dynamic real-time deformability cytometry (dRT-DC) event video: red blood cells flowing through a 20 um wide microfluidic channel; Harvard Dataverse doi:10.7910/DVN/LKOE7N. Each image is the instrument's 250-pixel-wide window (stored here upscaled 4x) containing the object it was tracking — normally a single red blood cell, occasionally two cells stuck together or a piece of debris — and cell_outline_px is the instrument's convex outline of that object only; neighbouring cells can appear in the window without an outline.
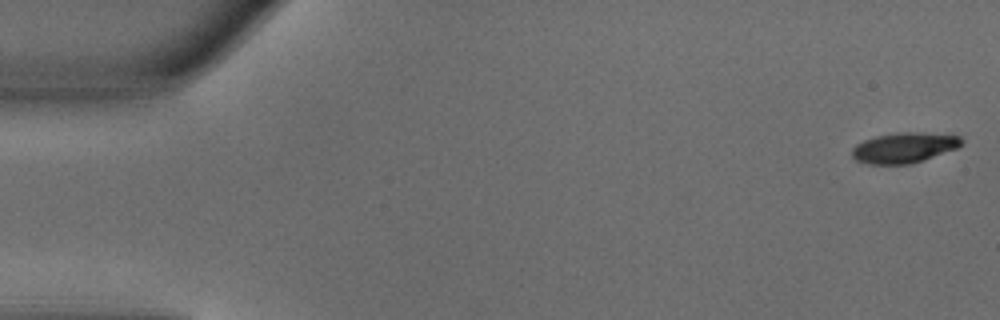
{"species": "common noctule bat (a hibernating species)", "species_latin": "Nyctalus noctula", "temperature_condition": "warm", "stored_images_in_passage": 50, "camera_frame_rate_fps": 3000, "um_per_image_px": 0.085, "animal": {"sex": "male", "body_mass_g": 18.8}, "frame": {"image": 1, "passage_image": 1, "time_ms": 0.0, "image_size_px": [1000, 320], "cell_outline_px": [[964, 144], [956, 148], [908, 164], [868, 164], [856, 160], [852, 156], [852, 148], [856, 144], [864, 140], [876, 136], [900, 132], [916, 132], [960, 136], [964, 140]], "centroid_in_image_um": [76.82, 12.54], "position_along_channel_um": 8.2, "area_um2": 19.07}}
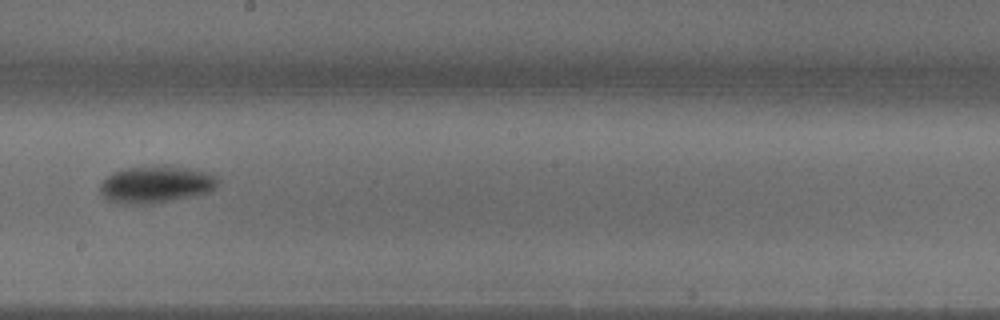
{"frame": {"image": 2, "passage_image": 28, "time_ms": 9.0, "image_size_px": [1000, 320], "cell_outline_px": [[220, 184], [216, 188], [208, 192], [152, 204], [120, 204], [108, 200], [100, 192], [100, 184], [112, 172], [124, 168], [160, 164], [172, 164], [208, 172], [220, 176]], "centroid_in_image_um": [13.3, 15.64], "position_along_channel_um": 234.9, "area_um2": 26.13}}
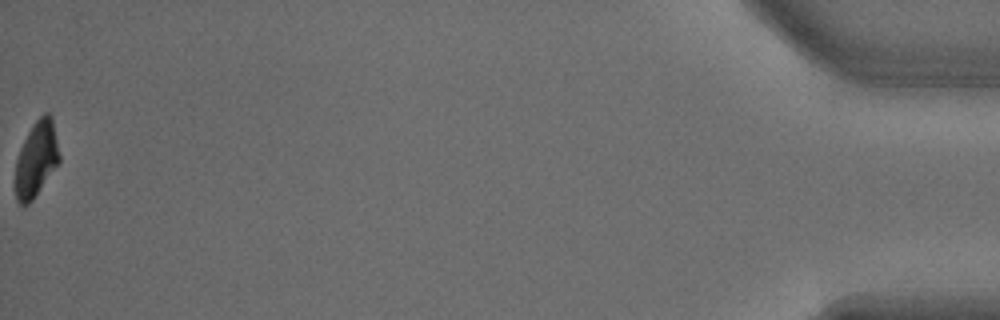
{"frame": {"image": 3, "passage_image": 50, "time_ms": 16.333, "image_size_px": [1000, 320], "cell_outline_px": [[60, 160], [32, 200], [24, 208], [16, 200], [16, 160], [20, 148], [28, 132], [36, 120], [44, 112], [48, 112], [52, 116], [60, 156]], "centroid_in_image_um": [3.09, 13.51], "position_along_channel_um": 432.1, "area_um2": 19.07}, "authors_computed_cell_mechanics": {"area_um2": 22.3108, "velocity_mm_per_s": 4.0487, "shape_relaxation_time_tau1_ms": 2.3693, "shape_relaxation_time_tau2_ms": null, "deformation_change_tau1": 0.1639, "deformation_change_tau2": null}}